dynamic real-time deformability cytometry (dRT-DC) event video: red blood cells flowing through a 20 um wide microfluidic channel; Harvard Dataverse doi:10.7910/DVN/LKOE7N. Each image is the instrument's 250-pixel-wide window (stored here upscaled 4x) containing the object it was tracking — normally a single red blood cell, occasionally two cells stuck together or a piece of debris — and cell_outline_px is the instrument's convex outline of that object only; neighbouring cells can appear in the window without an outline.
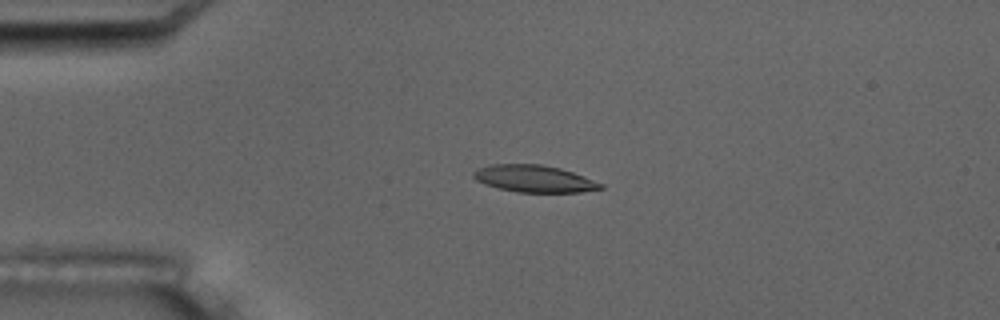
{"species": "common noctule bat (a hibernating species)", "species_latin": "Nyctalus noctula", "temperature_condition": "room temperature", "stored_images_in_passage": 4, "camera_frame_rate_fps": 3000, "um_per_image_px": 0.085, "animal": {"sex": "male", "body_mass_g": 17.5, "forearm_length_mm": 52.3}, "frame": {"image": 1, "passage_image": 3, "time_ms": 2.333, "image_size_px": [1000, 320], "cell_outline_px": [[604, 188], [580, 192], [516, 192], [484, 184], [476, 180], [472, 176], [472, 172], [476, 168], [492, 164], [540, 164], [560, 168], [584, 176], [604, 184]], "centroid_in_image_um": [45.38, 15.18], "position_along_channel_um": 39.6, "area_um2": 20.06}}